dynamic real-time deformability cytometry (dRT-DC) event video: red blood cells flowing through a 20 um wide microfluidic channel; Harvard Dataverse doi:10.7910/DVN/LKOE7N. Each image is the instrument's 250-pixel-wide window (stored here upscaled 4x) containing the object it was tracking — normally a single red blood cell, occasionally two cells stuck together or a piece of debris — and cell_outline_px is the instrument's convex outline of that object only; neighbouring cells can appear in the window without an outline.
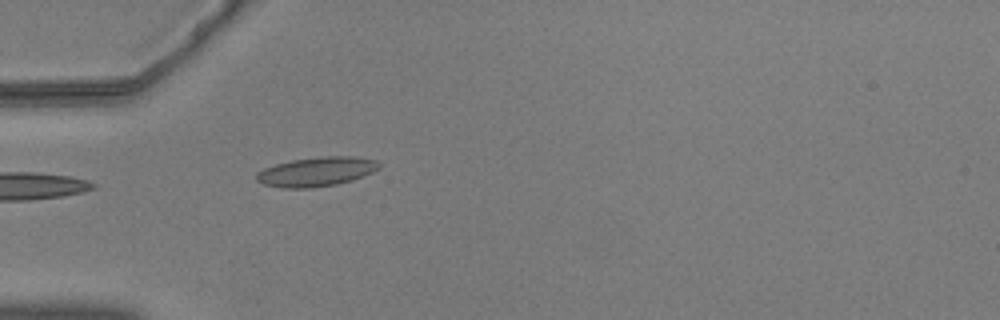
{"species": "common noctule bat (a hibernating species)", "species_latin": "Nyctalus noctula", "temperature_condition": "warm", "stored_images_in_passage": 40, "camera_frame_rate_fps": 3000, "um_per_image_px": 0.085, "animal": {"sex": "male", "body_mass_g": 20.5, "forearm_length_mm": 52.5}, "frame": {"image": 1, "passage_image": 1, "time_ms": 0.0, "image_size_px": [1000, 320], "cell_outline_px": [[380, 168], [372, 172], [352, 180], [336, 184], [312, 188], [284, 188], [264, 184], [256, 180], [256, 172], [264, 168], [276, 164], [292, 160], [320, 156], [356, 156], [376, 160], [380, 164]], "centroid_in_image_um": [26.9, 14.58], "position_along_channel_um": 58.1, "area_um2": 20.98}}
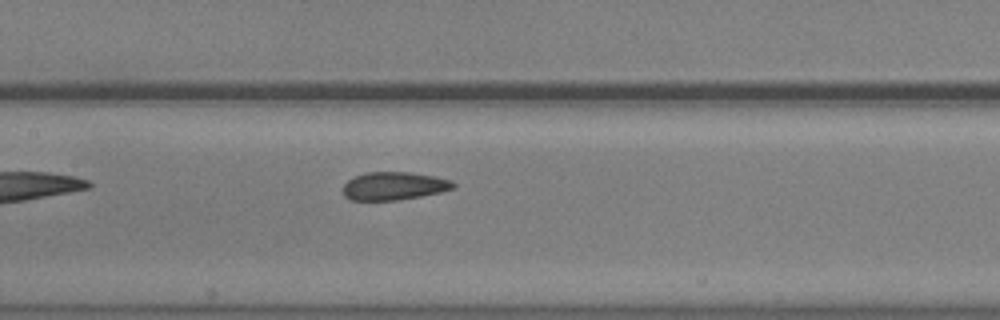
{"frame": {"image": 2, "passage_image": 11, "time_ms": 3.333, "image_size_px": [1000, 320], "cell_outline_px": [[456, 188], [440, 192], [420, 196], [396, 200], [348, 200], [344, 196], [344, 184], [348, 180], [356, 176], [368, 172], [412, 172], [452, 180], [456, 184]], "centroid_in_image_um": [33.5, 15.81], "position_along_channel_um": 173.9, "area_um2": 17.98}}
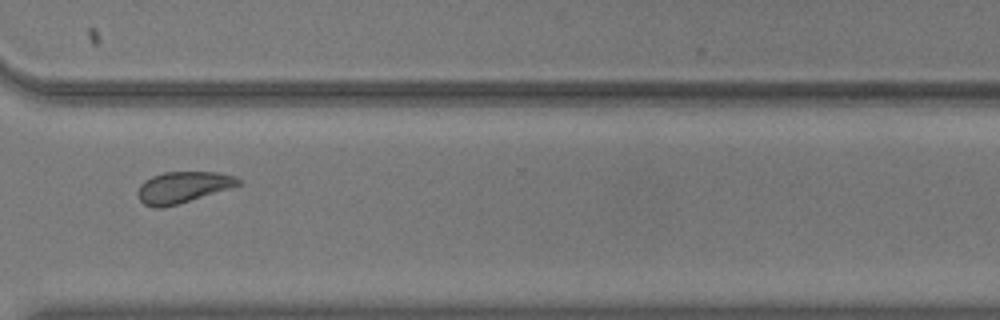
{"frame": {"image": 3, "passage_image": 26, "time_ms": 8.333, "image_size_px": [1000, 320], "cell_outline_px": [[240, 184], [228, 188], [164, 208], [152, 208], [144, 204], [136, 196], [136, 192], [140, 184], [144, 180], [152, 176], [164, 172], [216, 172], [236, 176], [240, 180]], "centroid_in_image_um": [15.46, 15.92], "position_along_channel_um": 355.1, "area_um2": 18.21}, "authors_computed_cell_mechanics": {"area_um2": 18.9006, "velocity_mm_per_s": 3.6323, "shape_relaxation_time_tau1_ms": 10.7848, "shape_relaxation_time_tau2_ms": 1.3396, "deformation_change_tau1": 0.1456, "deformation_change_tau2": 0.0733}}